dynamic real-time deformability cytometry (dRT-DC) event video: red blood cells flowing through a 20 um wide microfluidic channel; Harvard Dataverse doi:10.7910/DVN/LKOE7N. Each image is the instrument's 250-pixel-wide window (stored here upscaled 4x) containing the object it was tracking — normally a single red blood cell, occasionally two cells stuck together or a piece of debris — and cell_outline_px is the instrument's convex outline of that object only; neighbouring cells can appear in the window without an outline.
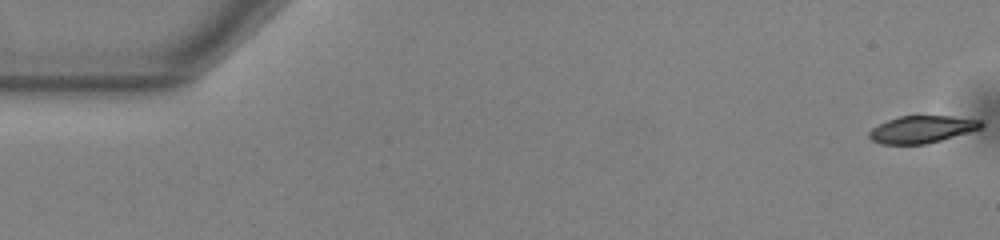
{"species": "common noctule bat (a hibernating species)", "species_latin": "Nyctalus noctula", "temperature_condition": "warm", "stored_images_in_passage": 52, "camera_frame_rate_fps": 3000, "um_per_image_px": 0.085, "animal": {"sex": "male", "body_mass_g": 13.0, "forearm_length_mm": 53.1}, "frame": {"image": 1, "passage_image": 1, "time_ms": 0.0, "image_size_px": [1000, 240], "cell_outline_px": [[984, 124], [980, 128], [940, 140], [924, 144], [880, 144], [872, 140], [868, 136], [868, 132], [872, 128], [888, 120], [900, 116], [916, 112], [952, 116], [980, 120]], "centroid_in_image_um": [78.32, 10.94], "position_along_channel_um": 6.7, "area_um2": 18.21}}
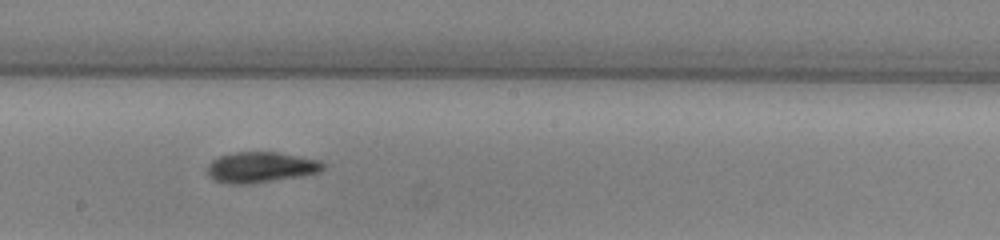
{"frame": {"image": 2, "passage_image": 30, "time_ms": 9.667, "image_size_px": [1000, 240], "cell_outline_px": [[324, 168], [320, 172], [300, 176], [248, 184], [224, 184], [212, 180], [208, 176], [208, 164], [212, 160], [220, 156], [232, 152], [276, 152], [320, 160], [324, 164]], "centroid_in_image_um": [22.12, 14.22], "position_along_channel_um": 226.1, "area_um2": 20.75}}
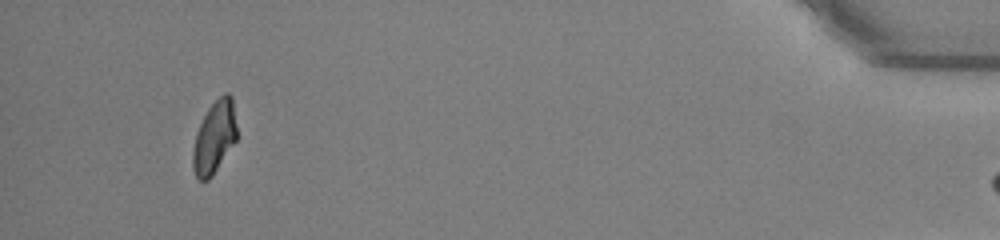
{"frame": {"image": 3, "passage_image": 51, "time_ms": 16.667, "image_size_px": [1000, 240], "cell_outline_px": [[236, 140], [212, 176], [208, 180], [200, 180], [196, 176], [192, 168], [192, 148], [196, 132], [208, 108], [224, 92], [228, 92], [232, 96], [236, 124]], "centroid_in_image_um": [18.21, 11.67], "position_along_channel_um": 417.0, "area_um2": 18.5}}